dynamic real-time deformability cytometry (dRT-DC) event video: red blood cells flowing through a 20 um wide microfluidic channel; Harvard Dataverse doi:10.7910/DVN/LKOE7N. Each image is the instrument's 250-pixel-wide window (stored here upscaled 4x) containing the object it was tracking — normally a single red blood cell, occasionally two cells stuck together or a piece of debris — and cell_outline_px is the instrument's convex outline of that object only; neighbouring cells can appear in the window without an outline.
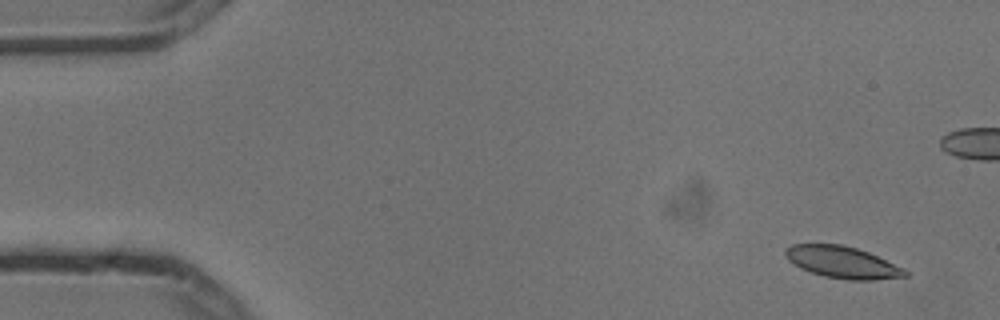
{"species": "common noctule bat (a hibernating species)", "species_latin": "Nyctalus noctula", "temperature_condition": "cold", "stored_images_in_passage": 5, "camera_frame_rate_fps": 3000, "um_per_image_px": 0.085, "animal": {"sex": "male", "body_mass_g": 13.3}, "frame": {"image": 1, "passage_image": 1, "time_ms": 0.0, "image_size_px": [1000, 320], "cell_outline_px": [[908, 276], [876, 280], [848, 280], [824, 276], [800, 268], [788, 260], [784, 252], [784, 248], [792, 244], [844, 244], [868, 252], [904, 268], [908, 272]], "centroid_in_image_um": [71.6, 22.29], "position_along_channel_um": 13.4, "area_um2": 22.25}}